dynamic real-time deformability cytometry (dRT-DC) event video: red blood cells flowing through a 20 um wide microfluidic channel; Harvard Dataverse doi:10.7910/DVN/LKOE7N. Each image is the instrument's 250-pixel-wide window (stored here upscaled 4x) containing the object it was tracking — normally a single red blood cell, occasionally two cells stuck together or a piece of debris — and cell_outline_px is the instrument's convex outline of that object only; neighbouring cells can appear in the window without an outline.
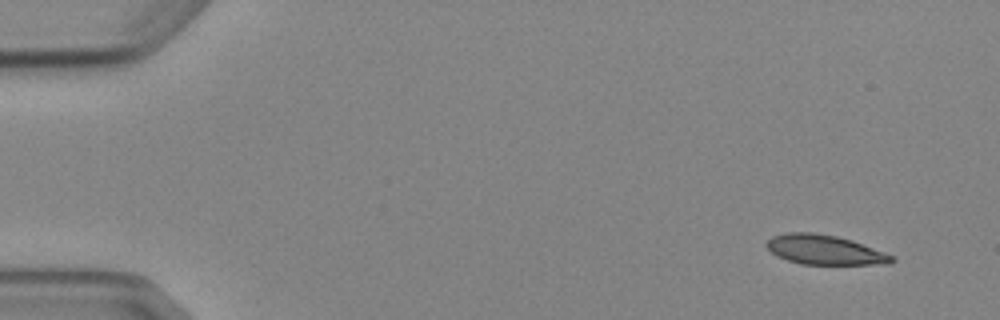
{"species": "Egyptian fruit bat (a non-hibernating species)", "species_latin": "Rousettus aegyptiacus", "temperature_condition": "cold", "stored_images_in_passage": 3, "camera_frame_rate_fps": 3000, "um_per_image_px": 0.085, "animal": {"sex": "female"}, "frame": {"image": 1, "passage_image": 1, "time_ms": 0.0, "image_size_px": [1000, 320], "cell_outline_px": [[896, 260], [892, 264], [800, 264], [776, 256], [764, 244], [772, 236], [788, 232], [812, 232], [836, 236], [852, 240], [884, 252], [892, 256]], "centroid_in_image_um": [70.08, 21.23], "position_along_channel_um": 14.9, "area_um2": 21.56}}